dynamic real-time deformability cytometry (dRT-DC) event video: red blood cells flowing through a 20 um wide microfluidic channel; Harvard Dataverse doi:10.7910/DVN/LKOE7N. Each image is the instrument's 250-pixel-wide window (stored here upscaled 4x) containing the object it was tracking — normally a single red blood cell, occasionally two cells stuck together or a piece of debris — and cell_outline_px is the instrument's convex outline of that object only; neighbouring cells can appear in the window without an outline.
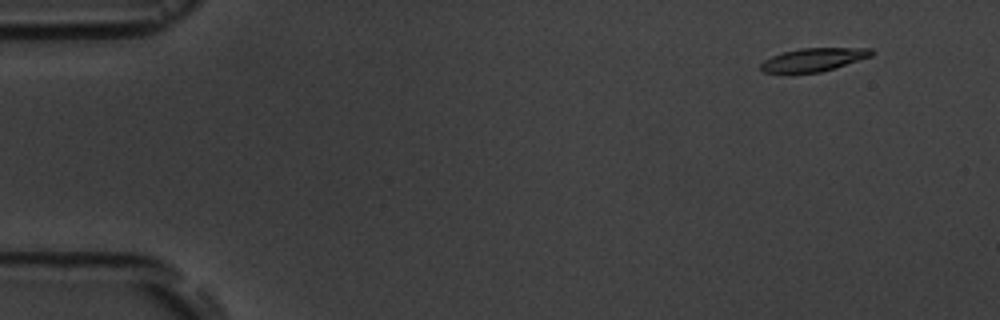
{"species": "common noctule bat (a hibernating species)", "species_latin": "Nyctalus noctula", "temperature_condition": "room temperature", "stored_images_in_passage": 6, "segment_of_instrument_passage": [1, 2], "camera_frame_rate_fps": 3000, "um_per_image_px": 0.085, "animal": {"sex": "male", "body_mass_g": 19.5, "forearm_length_mm": 54.6}, "frame": {"image": 1, "passage_image": 2, "time_ms": 1.0, "image_size_px": [1000, 320], "cell_outline_px": [[872, 56], [836, 68], [820, 72], [788, 76], [784, 76], [764, 72], [760, 68], [760, 64], [764, 60], [772, 56], [784, 52], [800, 48], [872, 48]], "centroid_in_image_um": [69.06, 5.13], "position_along_channel_um": 15.9, "area_um2": 15.66}}